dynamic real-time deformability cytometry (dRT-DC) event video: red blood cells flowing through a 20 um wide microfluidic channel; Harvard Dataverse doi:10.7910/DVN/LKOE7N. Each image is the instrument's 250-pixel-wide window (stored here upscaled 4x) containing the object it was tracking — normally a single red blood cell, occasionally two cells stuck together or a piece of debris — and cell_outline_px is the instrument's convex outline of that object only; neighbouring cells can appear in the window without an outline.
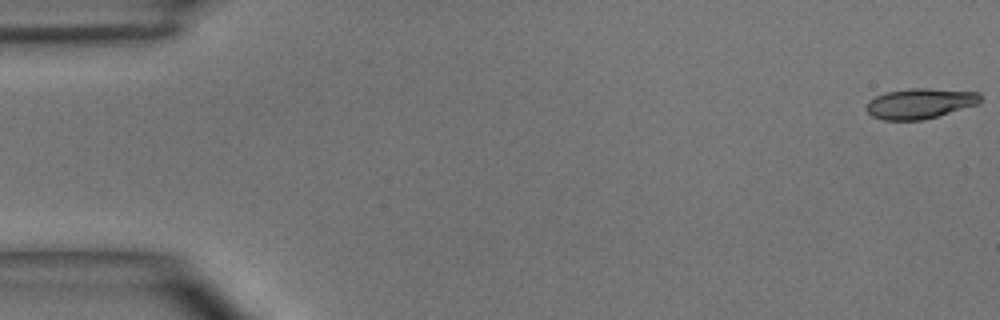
{"species": "common noctule bat (a hibernating species)", "species_latin": "Nyctalus noctula", "temperature_condition": "room temperature", "stored_images_in_passage": 4, "camera_frame_rate_fps": 3000, "um_per_image_px": 0.085, "animal": {"sex": "male", "body_mass_g": 15.6}, "frame": {"image": 1, "passage_image": 1, "time_ms": 0.0, "image_size_px": [1000, 320], "cell_outline_px": [[980, 100], [976, 104], [924, 120], [884, 120], [872, 116], [864, 108], [868, 100], [876, 96], [888, 92], [912, 88], [928, 88], [980, 92]], "centroid_in_image_um": [78.15, 8.79], "position_along_channel_um": 6.8, "area_um2": 20.0}}
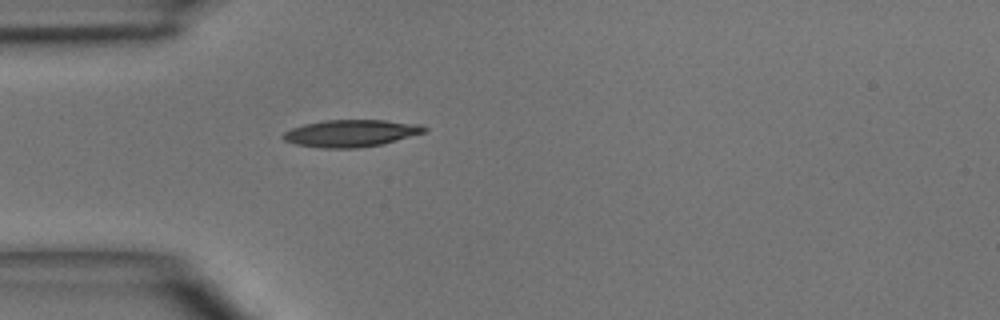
{"frame": {"image": 2, "passage_image": 4, "time_ms": 4.333, "image_size_px": [1000, 320], "cell_outline_px": [[428, 128], [424, 132], [380, 144], [356, 148], [324, 148], [296, 144], [284, 140], [280, 136], [284, 132], [292, 128], [304, 124], [324, 120], [388, 120], [420, 124]], "centroid_in_image_um": [29.79, 11.31], "position_along_channel_um": 55.2, "area_um2": 22.08}}